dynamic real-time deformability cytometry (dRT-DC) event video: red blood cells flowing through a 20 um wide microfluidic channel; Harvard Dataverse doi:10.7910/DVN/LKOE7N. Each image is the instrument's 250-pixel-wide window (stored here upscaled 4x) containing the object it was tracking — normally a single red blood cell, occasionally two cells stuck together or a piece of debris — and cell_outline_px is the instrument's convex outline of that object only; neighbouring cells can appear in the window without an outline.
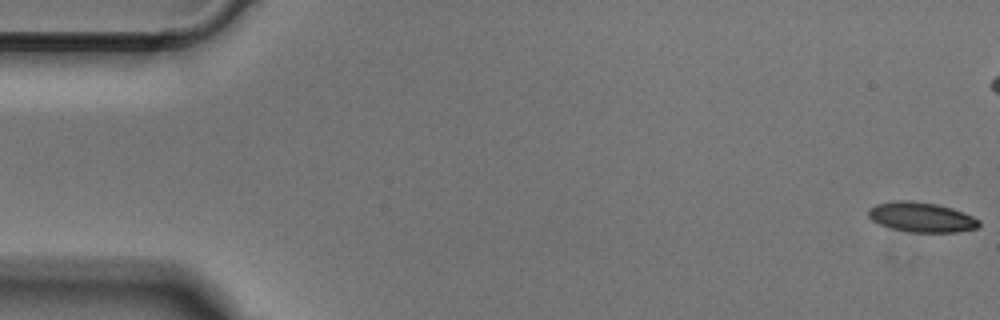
{"species": "Egyptian fruit bat (a non-hibernating species)", "species_latin": "Rousettus aegyptiacus", "temperature_condition": "cold", "stored_images_in_passage": 53, "camera_frame_rate_fps": 3000, "um_per_image_px": 0.085, "animal": {"sex": "male"}, "frame": {"image": 1, "passage_image": 1, "time_ms": 0.0, "image_size_px": [1000, 320], "cell_outline_px": [[980, 224], [976, 228], [956, 232], [908, 232], [892, 228], [880, 224], [872, 220], [868, 216], [868, 208], [876, 204], [896, 200], [908, 200], [936, 204], [952, 208], [972, 216], [980, 220]], "centroid_in_image_um": [78.3, 18.45], "position_along_channel_um": 6.7, "area_um2": 19.19}}
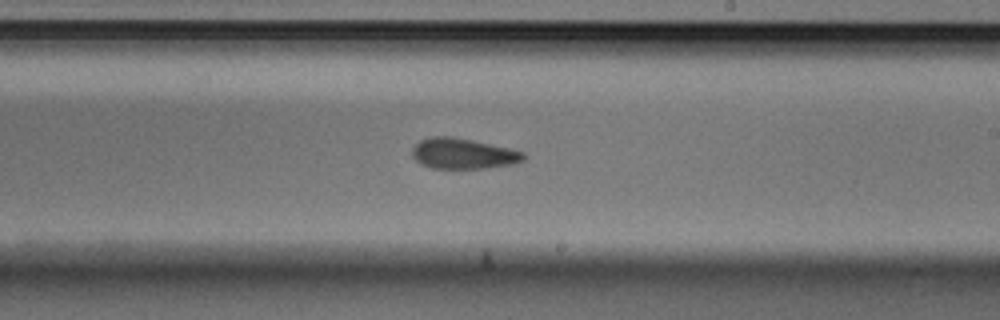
{"frame": {"image": 2, "passage_image": 30, "time_ms": 9.667, "image_size_px": [1000, 320], "cell_outline_px": [[524, 160], [512, 164], [484, 168], [432, 168], [420, 164], [412, 156], [412, 148], [420, 140], [432, 136], [452, 136], [472, 140], [508, 148], [524, 152]], "centroid_in_image_um": [39.32, 13.05], "position_along_channel_um": 249.7, "area_um2": 19.71}}
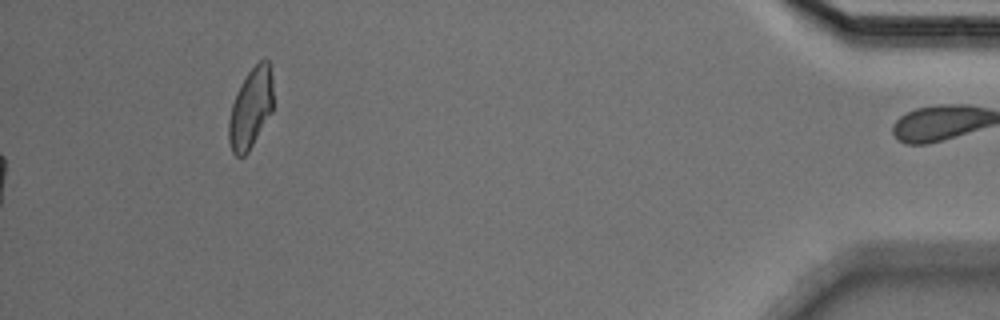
{"frame": {"image": 3, "passage_image": 53, "time_ms": 17.333, "image_size_px": [1000, 320], "cell_outline_px": [[272, 112], [248, 152], [244, 156], [236, 156], [232, 152], [228, 140], [228, 120], [232, 104], [236, 92], [240, 84], [248, 72], [260, 60], [268, 60], [272, 76]], "centroid_in_image_um": [21.29, 9.22], "position_along_channel_um": 413.9, "area_um2": 20.75}}